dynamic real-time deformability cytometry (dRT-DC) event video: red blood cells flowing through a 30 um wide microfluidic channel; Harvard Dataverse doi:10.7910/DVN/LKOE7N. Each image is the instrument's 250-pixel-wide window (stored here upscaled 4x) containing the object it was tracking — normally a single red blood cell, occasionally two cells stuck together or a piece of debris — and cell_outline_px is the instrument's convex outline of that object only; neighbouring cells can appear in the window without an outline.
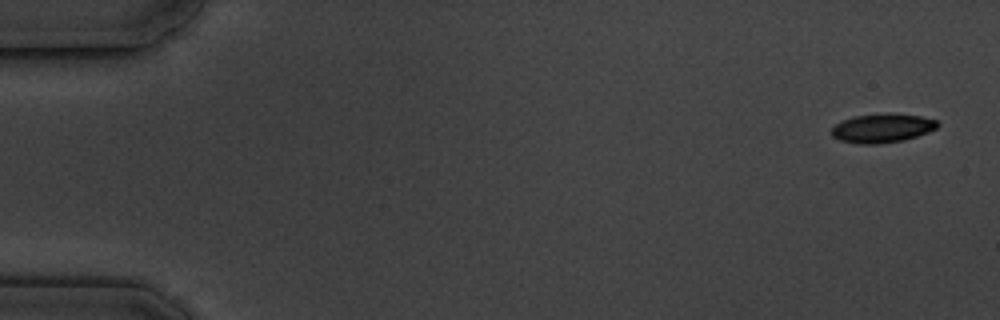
{"species": "common noctule bat (a hibernating species)", "species_latin": "Nyctalus noctula", "temperature_condition": "cold", "stored_images_in_passage": 5, "camera_frame_rate_fps": 3000, "um_per_image_px": 0.085, "animal": {"sex": "male", "body_mass_g": 19.5, "forearm_length_mm": 54.6}, "frame": {"image": 1, "passage_image": 1, "time_ms": 0.0, "image_size_px": [1000, 320], "cell_outline_px": [[940, 124], [936, 128], [928, 132], [904, 140], [880, 144], [856, 144], [840, 140], [832, 136], [832, 128], [840, 120], [852, 116], [920, 116], [936, 120]], "centroid_in_image_um": [74.94, 10.94], "position_along_channel_um": 10.1, "area_um2": 17.17}}
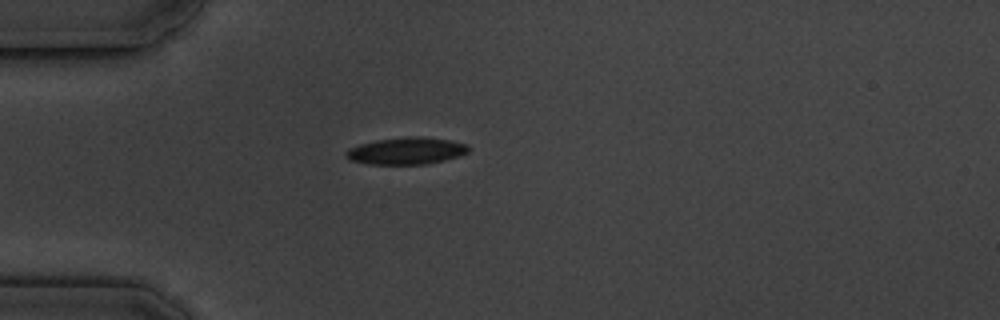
{"frame": {"image": 2, "passage_image": 5, "time_ms": 4.667, "image_size_px": [1000, 320], "cell_outline_px": [[468, 152], [460, 156], [444, 160], [424, 164], [368, 164], [348, 160], [344, 156], [344, 152], [348, 148], [360, 144], [376, 140], [404, 136], [420, 136], [452, 140], [468, 144]], "centroid_in_image_um": [34.51, 12.81], "position_along_channel_um": 50.5, "area_um2": 19.54}}